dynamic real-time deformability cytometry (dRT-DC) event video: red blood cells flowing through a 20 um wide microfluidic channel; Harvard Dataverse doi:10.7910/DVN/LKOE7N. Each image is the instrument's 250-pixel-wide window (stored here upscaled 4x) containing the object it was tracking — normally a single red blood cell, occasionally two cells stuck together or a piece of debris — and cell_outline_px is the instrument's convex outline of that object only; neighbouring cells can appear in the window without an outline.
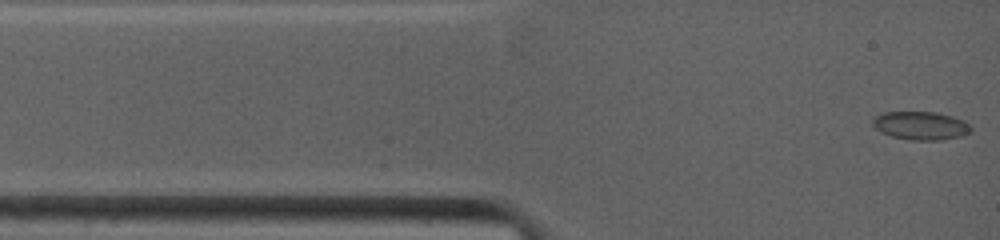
{"species": "common noctule bat (a hibernating species)", "species_latin": "Nyctalus noctula", "temperature_condition": "warm", "stored_images_in_passage": 46, "camera_frame_rate_fps": 4500, "um_per_image_px": 0.085, "animal": {"sex": "female", "body_mass_g": 19.0, "forearm_length_mm": 53.3}, "frame": {"image": 1, "passage_image": 1, "time_ms": 0.0, "image_size_px": [1000, 240], "cell_outline_px": [[972, 132], [960, 136], [944, 140], [912, 140], [892, 136], [880, 132], [872, 124], [872, 116], [884, 112], [936, 112], [952, 116], [964, 120], [972, 128]], "centroid_in_image_um": [78.26, 10.67], "position_along_channel_um": 6.7, "area_um2": 16.36}}
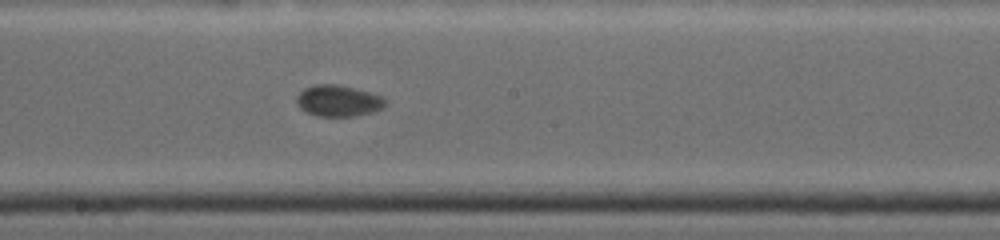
{"frame": {"image": 2, "passage_image": 20, "time_ms": 6.667, "image_size_px": [1000, 240], "cell_outline_px": [[388, 104], [384, 108], [372, 112], [356, 116], [316, 116], [300, 108], [296, 104], [296, 96], [304, 88], [316, 84], [336, 84], [384, 96], [388, 100]], "centroid_in_image_um": [28.79, 8.57], "position_along_channel_um": 219.4, "area_um2": 16.36}}
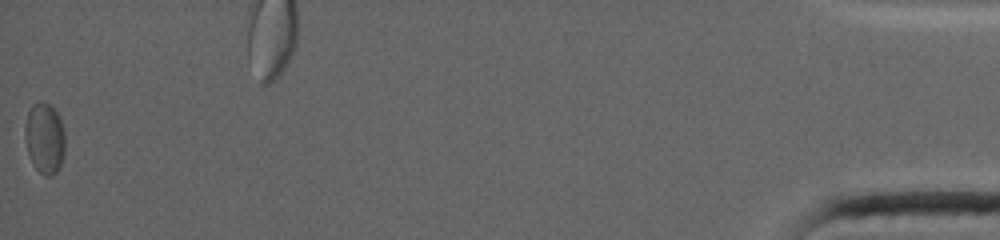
{"frame": {"image": 3, "passage_image": 46, "time_ms": 16.667, "image_size_px": [1000, 240], "cell_outline_px": [[64, 156], [60, 168], [52, 176], [44, 176], [36, 168], [28, 152], [24, 136], [24, 128], [28, 112], [32, 104], [40, 100], [52, 104], [60, 120], [64, 132]], "centroid_in_image_um": [3.8, 11.72], "position_along_channel_um": 431.4, "area_um2": 16.7}}